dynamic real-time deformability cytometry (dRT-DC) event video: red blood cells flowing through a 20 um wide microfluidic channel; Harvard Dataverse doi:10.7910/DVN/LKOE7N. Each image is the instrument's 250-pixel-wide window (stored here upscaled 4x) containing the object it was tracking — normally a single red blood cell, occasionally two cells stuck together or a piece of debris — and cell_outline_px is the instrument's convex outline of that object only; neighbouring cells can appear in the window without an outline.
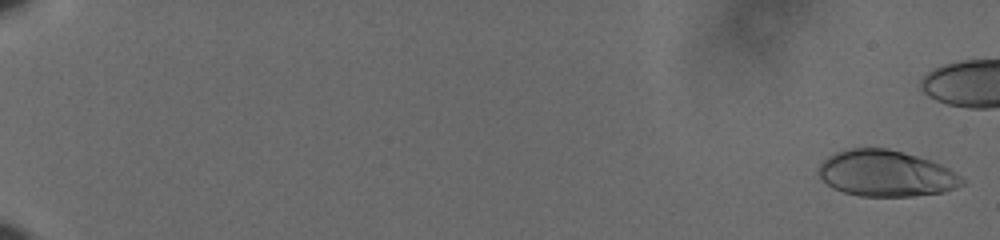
{"species": "human", "species_latin": "Homo sapiens", "temperature_condition": "cold", "stored_images_in_passage": 55, "camera_frame_rate_fps": 3000, "um_per_image_px": 0.085, "donor": {"sex": "male"}, "frame": {"image": 1, "passage_image": 2, "time_ms": 0.333, "image_size_px": [1000, 240], "cell_outline_px": [[968, 180], [964, 184], [956, 188], [944, 192], [912, 196], [860, 196], [844, 192], [832, 188], [820, 176], [820, 164], [828, 156], [844, 148], [888, 148], [916, 156], [940, 164], [948, 168]], "centroid_in_image_um": [75.34, 14.75], "position_along_channel_um": 9.7, "area_um2": 38.55}}
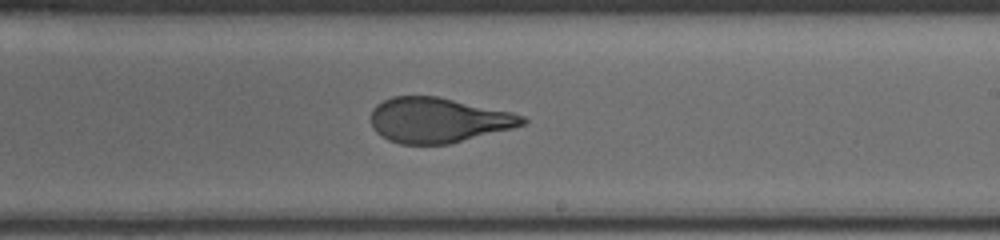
{"frame": {"image": 2, "passage_image": 40, "time_ms": 13.0, "image_size_px": [1000, 240], "cell_outline_px": [[528, 120], [524, 124], [512, 128], [448, 144], [400, 144], [388, 140], [380, 136], [372, 128], [372, 108], [376, 104], [392, 96], [436, 96], [512, 112], [524, 116]], "centroid_in_image_um": [37.22, 10.21], "position_along_channel_um": 251.8, "area_um2": 39.65}}
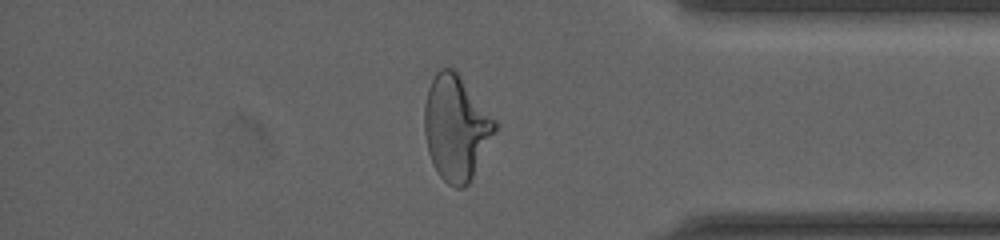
{"frame": {"image": 3, "passage_image": 53, "time_ms": 17.333, "image_size_px": [1000, 240], "cell_outline_px": [[496, 132], [468, 184], [464, 188], [456, 188], [448, 184], [440, 176], [432, 164], [428, 152], [424, 132], [424, 104], [428, 88], [436, 72], [440, 68], [452, 68], [456, 72], [496, 120]], "centroid_in_image_um": [38.74, 10.88], "position_along_channel_um": 396.5, "area_um2": 42.77}}